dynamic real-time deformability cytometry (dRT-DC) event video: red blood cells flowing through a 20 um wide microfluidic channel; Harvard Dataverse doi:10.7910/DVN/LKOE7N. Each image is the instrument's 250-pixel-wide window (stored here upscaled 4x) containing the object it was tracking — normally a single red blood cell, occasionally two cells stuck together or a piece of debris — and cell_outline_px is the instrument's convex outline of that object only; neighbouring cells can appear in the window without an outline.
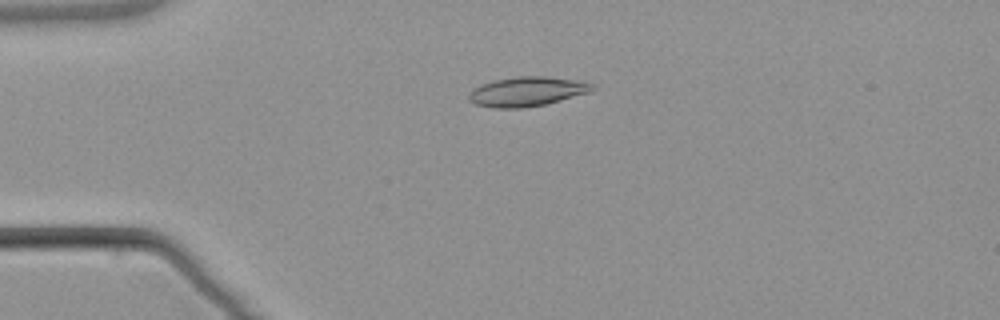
{"species": "common noctule bat (a hibernating species)", "species_latin": "Nyctalus noctula", "temperature_condition": "warm", "stored_images_in_passage": 5, "camera_frame_rate_fps": 3000, "um_per_image_px": 0.085, "animal": {"sex": "male", "body_mass_g": 21.5, "forearm_length_mm": 52.0}, "frame": {"image": 1, "passage_image": 4, "time_ms": 3.667, "image_size_px": [1000, 320], "cell_outline_px": [[596, 88], [588, 92], [548, 104], [524, 108], [492, 108], [476, 104], [468, 100], [468, 96], [472, 88], [480, 84], [496, 80], [516, 76], [544, 76], [588, 80], [596, 84]], "centroid_in_image_um": [44.85, 7.77], "position_along_channel_um": 40.2, "area_um2": 21.73}}
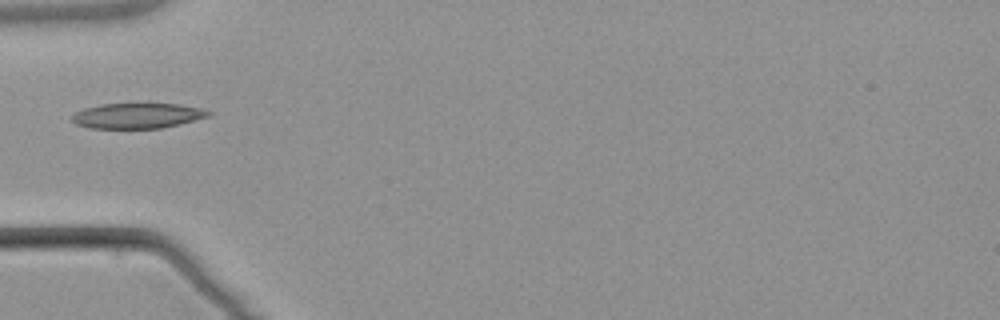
{"frame": {"image": 2, "passage_image": 5, "time_ms": 5.333, "image_size_px": [1000, 320], "cell_outline_px": [[212, 112], [208, 116], [180, 124], [160, 128], [88, 128], [76, 124], [72, 120], [72, 116], [76, 112], [84, 108], [100, 104], [136, 100], [148, 100], [180, 104], [200, 108]], "centroid_in_image_um": [11.68, 9.77], "position_along_channel_um": 73.3, "area_um2": 21.27}}